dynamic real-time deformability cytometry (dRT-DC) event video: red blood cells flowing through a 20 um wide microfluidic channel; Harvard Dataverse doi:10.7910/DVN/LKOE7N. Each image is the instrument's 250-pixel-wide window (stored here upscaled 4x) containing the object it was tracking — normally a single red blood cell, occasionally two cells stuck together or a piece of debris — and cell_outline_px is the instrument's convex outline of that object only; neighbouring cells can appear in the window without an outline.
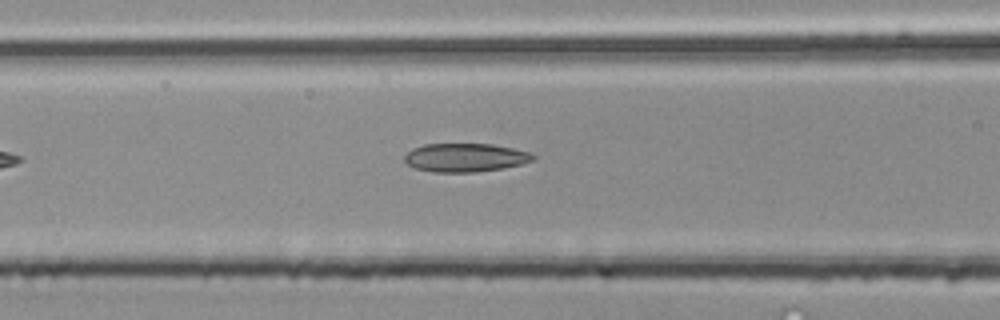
{"species": "common noctule bat (a hibernating species)", "species_latin": "Nyctalus noctula", "temperature_condition": "room temperature", "stored_images_in_passage": 3, "camera_frame_rate_fps": 3000, "um_per_image_px": 0.085, "animal": {"sex": "male", "body_mass_g": 20.4}, "frame": {"image": 1, "passage_image": 3, "time_ms": 0.667, "image_size_px": [1000, 320], "cell_outline_px": [[536, 156], [532, 160], [520, 164], [504, 168], [476, 172], [432, 172], [416, 168], [408, 164], [404, 160], [404, 156], [412, 148], [424, 144], [492, 144], [512, 148], [528, 152]], "centroid_in_image_um": [39.52, 13.39], "position_along_channel_um": 127.1, "area_um2": 21.27}}